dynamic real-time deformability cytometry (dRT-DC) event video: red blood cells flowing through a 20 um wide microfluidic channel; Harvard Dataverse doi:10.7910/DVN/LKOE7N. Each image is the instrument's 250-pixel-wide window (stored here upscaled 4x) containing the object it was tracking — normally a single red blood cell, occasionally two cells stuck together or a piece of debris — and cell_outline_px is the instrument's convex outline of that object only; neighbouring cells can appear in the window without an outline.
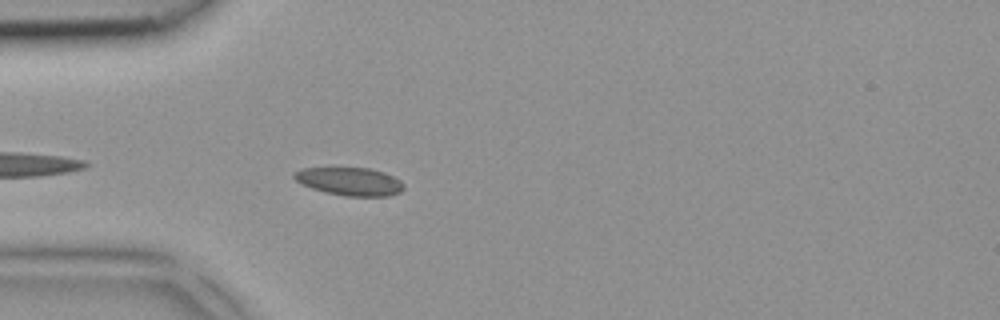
{"species": "common noctule bat (a hibernating species)", "species_latin": "Nyctalus noctula", "temperature_condition": "room temperature", "stored_images_in_passage": 3, "camera_frame_rate_fps": 3000, "um_per_image_px": 0.085, "animal": {"sex": "female", "body_mass_g": 18.4}, "frame": {"image": 1, "passage_image": 3, "time_ms": 0.667, "image_size_px": [1000, 320], "cell_outline_px": [[404, 188], [400, 192], [388, 196], [344, 196], [324, 192], [300, 184], [292, 176], [292, 172], [300, 168], [328, 164], [368, 168], [384, 172], [400, 180], [404, 184]], "centroid_in_image_um": [29.62, 15.36], "position_along_channel_um": 55.4, "area_um2": 19.02}}